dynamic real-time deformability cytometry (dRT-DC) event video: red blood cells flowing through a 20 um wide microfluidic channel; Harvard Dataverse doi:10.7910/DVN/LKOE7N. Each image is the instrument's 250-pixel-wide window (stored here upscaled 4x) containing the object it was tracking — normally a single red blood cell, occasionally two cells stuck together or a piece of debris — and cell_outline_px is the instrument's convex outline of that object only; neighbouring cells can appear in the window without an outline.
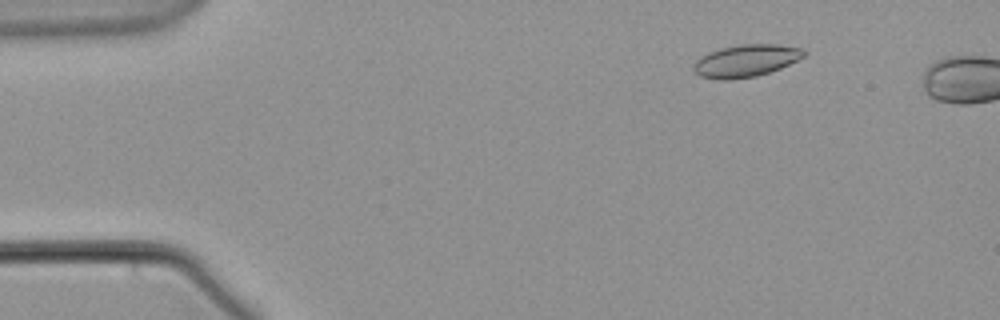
{"species": "common noctule bat (a hibernating species)", "species_latin": "Nyctalus noctula", "temperature_condition": "warm", "stored_images_in_passage": 11, "camera_frame_rate_fps": 3000, "um_per_image_px": 0.085, "animal": {"sex": "male", "body_mass_g": 21.5, "forearm_length_mm": 52.0}, "frame": {"image": 1, "passage_image": 8, "time_ms": 2.333, "image_size_px": [1000, 320], "cell_outline_px": [[808, 52], [804, 56], [780, 68], [756, 76], [728, 80], [720, 80], [700, 76], [692, 72], [692, 64], [700, 56], [708, 52], [720, 48], [740, 44], [780, 44], [804, 48]], "centroid_in_image_um": [63.37, 5.15], "position_along_channel_um": 21.6, "area_um2": 21.04}}